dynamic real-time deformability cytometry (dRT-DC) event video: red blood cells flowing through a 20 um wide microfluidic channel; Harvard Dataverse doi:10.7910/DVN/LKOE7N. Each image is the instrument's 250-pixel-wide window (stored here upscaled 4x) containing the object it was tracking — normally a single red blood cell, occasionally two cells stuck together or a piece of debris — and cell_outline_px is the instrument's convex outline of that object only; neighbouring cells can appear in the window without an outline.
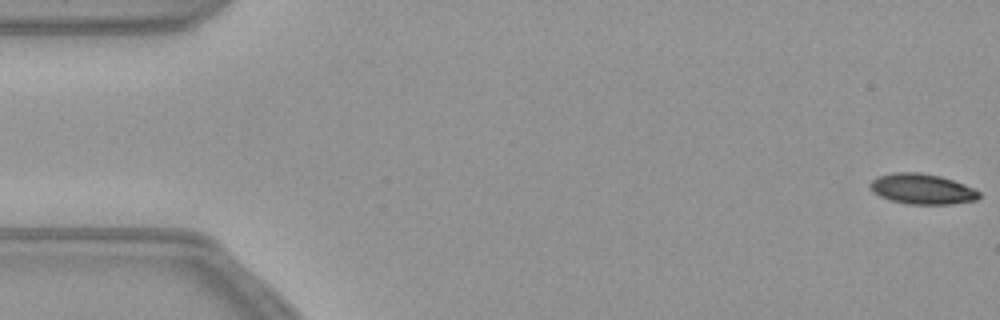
{"species": "common noctule bat (a hibernating species)", "species_latin": "Nyctalus noctula", "temperature_condition": "warm", "stored_images_in_passage": 55, "camera_frame_rate_fps": 3000, "um_per_image_px": 0.085, "animal": {"sex": "female", "body_mass_g": 21.9}, "frame": {"image": 1, "passage_image": 1, "time_ms": 0.0, "image_size_px": [1000, 320], "cell_outline_px": [[980, 196], [976, 200], [952, 204], [908, 204], [892, 200], [880, 196], [872, 192], [868, 184], [872, 180], [880, 176], [896, 172], [920, 172], [940, 176], [964, 184], [980, 192]], "centroid_in_image_um": [78.37, 16.06], "position_along_channel_um": 6.6, "area_um2": 19.19}}
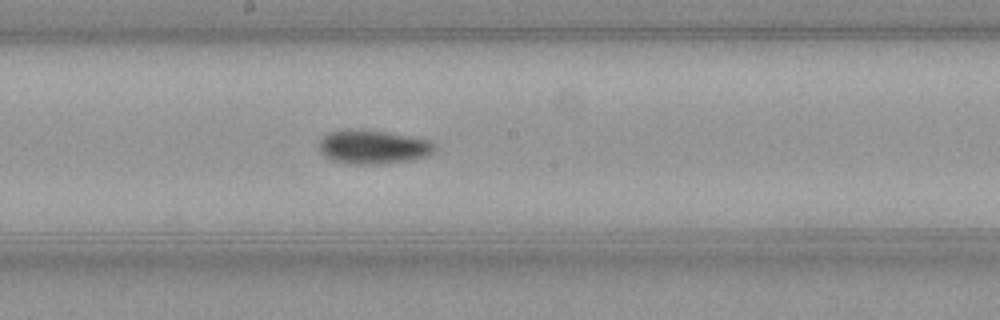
{"frame": {"image": 2, "passage_image": 29, "time_ms": 9.333, "image_size_px": [1000, 320], "cell_outline_px": [[436, 152], [428, 156], [412, 160], [388, 164], [348, 164], [332, 160], [324, 156], [320, 152], [320, 140], [328, 132], [348, 128], [364, 128], [388, 132], [428, 140], [436, 144]], "centroid_in_image_um": [31.73, 12.49], "position_along_channel_um": 216.5, "area_um2": 23.47}}
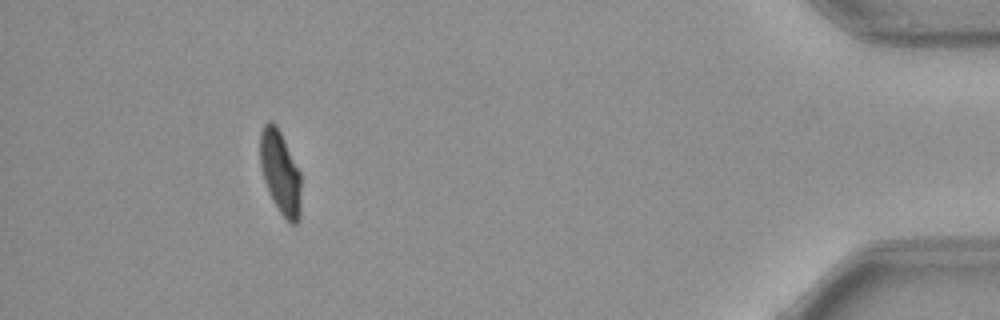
{"frame": {"image": 3, "passage_image": 50, "time_ms": 16.333, "image_size_px": [1000, 320], "cell_outline_px": [[300, 216], [296, 224], [292, 224], [280, 212], [272, 200], [268, 192], [260, 168], [260, 132], [264, 124], [268, 120], [272, 120], [276, 124], [300, 172]], "centroid_in_image_um": [23.8, 14.64], "position_along_channel_um": 411.4, "area_um2": 19.83}}